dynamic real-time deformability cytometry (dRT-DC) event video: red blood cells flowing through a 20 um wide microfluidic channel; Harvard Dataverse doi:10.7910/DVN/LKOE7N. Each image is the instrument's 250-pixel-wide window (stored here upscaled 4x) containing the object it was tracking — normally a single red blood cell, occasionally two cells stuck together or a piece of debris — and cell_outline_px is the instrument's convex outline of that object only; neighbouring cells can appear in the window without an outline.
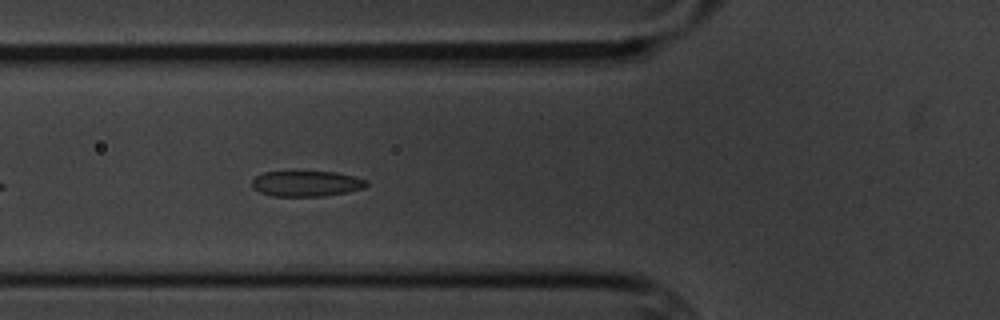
{"species": "common noctule bat (a hibernating species)", "species_latin": "Nyctalus noctula", "temperature_condition": "cold", "stored_images_in_passage": 3, "camera_frame_rate_fps": 3000, "um_per_image_px": 0.085, "animal": {"sex": "male", "body_mass_g": 20.1, "forearm_length_mm": 53.5}, "frame": {"image": 1, "passage_image": 3, "time_ms": 2.333, "image_size_px": [1000, 320], "cell_outline_px": [[368, 184], [364, 188], [348, 192], [324, 196], [272, 196], [260, 192], [252, 188], [252, 180], [256, 176], [264, 172], [292, 168], [336, 172], [368, 180]], "centroid_in_image_um": [26.0, 15.55], "position_along_channel_um": 99.8, "area_um2": 18.09}}